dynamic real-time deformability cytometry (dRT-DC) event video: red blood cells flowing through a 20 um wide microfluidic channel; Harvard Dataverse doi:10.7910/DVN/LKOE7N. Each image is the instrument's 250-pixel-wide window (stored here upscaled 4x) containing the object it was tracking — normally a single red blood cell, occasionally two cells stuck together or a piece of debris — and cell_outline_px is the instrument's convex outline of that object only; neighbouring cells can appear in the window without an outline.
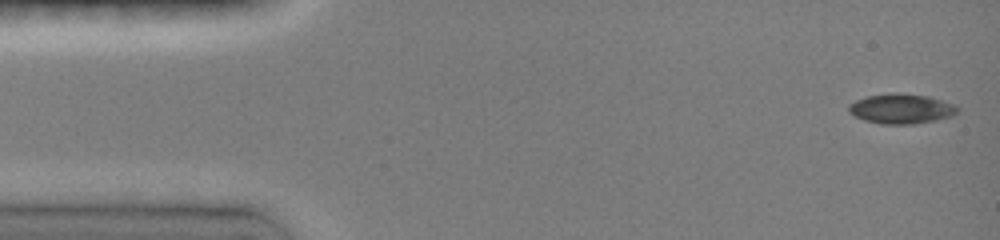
{"species": "common noctule bat (a hibernating species)", "species_latin": "Nyctalus noctula", "temperature_condition": "room temperature", "stored_images_in_passage": 37, "camera_frame_rate_fps": 3000, "um_per_image_px": 0.085, "animal": {"sex": "female", "body_mass_g": 19.0, "forearm_length_mm": 51.5}, "frame": {"image": 1, "passage_image": 1, "time_ms": 0.0, "image_size_px": [1000, 240], "cell_outline_px": [[960, 108], [952, 116], [936, 120], [912, 124], [880, 124], [864, 120], [848, 112], [848, 104], [856, 100], [868, 96], [892, 92], [900, 92], [928, 96], [952, 104]], "centroid_in_image_um": [76.58, 9.24], "position_along_channel_um": 8.4, "area_um2": 18.96}}
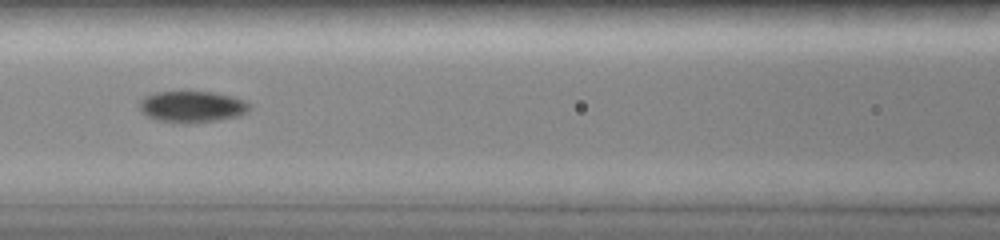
{"frame": {"image": 2, "passage_image": 23, "time_ms": 6.333, "image_size_px": [1000, 240], "cell_outline_px": [[248, 108], [240, 116], [192, 124], [184, 124], [160, 120], [148, 116], [140, 108], [140, 100], [144, 96], [156, 92], [184, 88], [212, 92], [232, 96], [244, 100], [248, 104]], "centroid_in_image_um": [16.29, 9.02], "position_along_channel_um": 150.3, "area_um2": 20.69}}
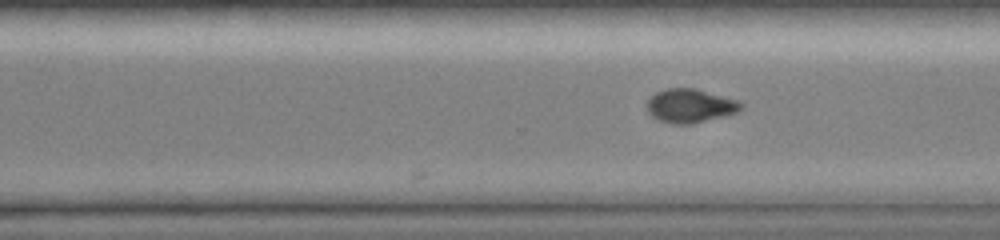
{"frame": {"image": 3, "passage_image": 37, "time_ms": 10.333, "image_size_px": [1000, 240], "cell_outline_px": [[744, 108], [736, 112], [724, 116], [692, 124], [672, 124], [660, 120], [652, 116], [648, 112], [648, 100], [656, 92], [668, 88], [696, 88], [740, 100], [744, 104]], "centroid_in_image_um": [58.72, 8.98], "position_along_channel_um": 311.9, "area_um2": 18.61}}